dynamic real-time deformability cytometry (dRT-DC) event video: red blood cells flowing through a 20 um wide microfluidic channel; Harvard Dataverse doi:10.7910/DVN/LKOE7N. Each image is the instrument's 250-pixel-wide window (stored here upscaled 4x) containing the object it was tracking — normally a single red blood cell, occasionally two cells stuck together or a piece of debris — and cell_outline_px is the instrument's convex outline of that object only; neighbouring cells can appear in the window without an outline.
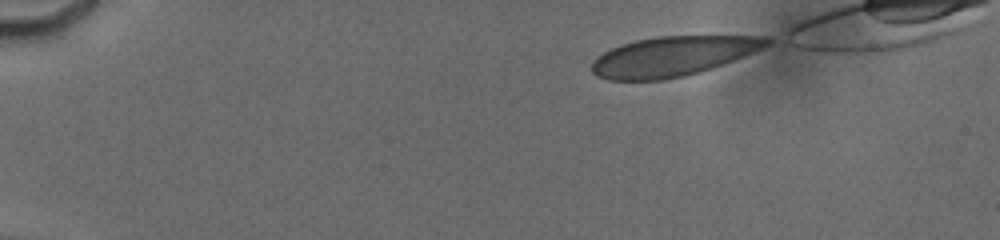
{"species": "human", "species_latin": "Homo sapiens", "temperature_condition": "cold", "stored_images_in_passage": 28, "camera_frame_rate_fps": 3000, "um_per_image_px": 0.085, "donor": {"sex": "male"}, "frame": {"image": 1, "passage_image": 1, "time_ms": 0.0, "image_size_px": [1000, 240], "cell_outline_px": [[772, 40], [768, 44], [752, 52], [732, 60], [696, 72], [680, 76], [660, 80], [608, 80], [592, 72], [592, 64], [604, 52], [612, 48], [636, 40], [656, 36], [764, 36]], "centroid_in_image_um": [57.15, 4.77], "position_along_channel_um": 27.8, "area_um2": 39.36}}
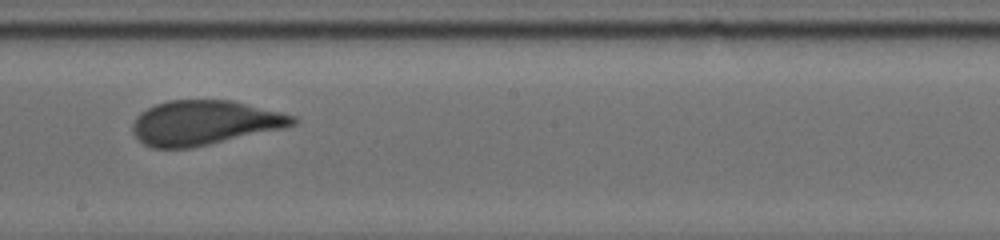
{"frame": {"image": 2, "passage_image": 16, "time_ms": 8.0, "image_size_px": [1000, 240], "cell_outline_px": [[296, 124], [284, 128], [208, 144], [188, 148], [152, 148], [144, 144], [132, 132], [132, 124], [136, 116], [140, 112], [156, 104], [168, 100], [232, 100], [296, 116]], "centroid_in_image_um": [17.35, 10.42], "position_along_channel_um": 230.9, "area_um2": 41.33}}
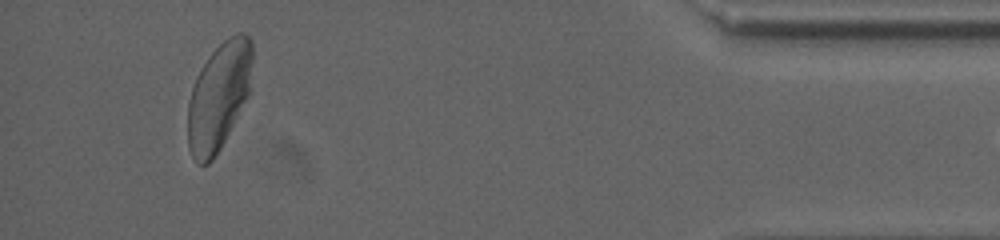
{"frame": {"image": 3, "passage_image": 26, "time_ms": 14.333, "image_size_px": [1000, 240], "cell_outline_px": [[252, 60], [248, 92], [220, 148], [212, 160], [208, 164], [196, 164], [188, 148], [188, 104], [192, 88], [196, 76], [200, 68], [208, 56], [224, 40], [236, 32], [244, 32], [252, 40]], "centroid_in_image_um": [18.56, 8.16], "position_along_channel_um": 416.6, "area_um2": 39.88}}